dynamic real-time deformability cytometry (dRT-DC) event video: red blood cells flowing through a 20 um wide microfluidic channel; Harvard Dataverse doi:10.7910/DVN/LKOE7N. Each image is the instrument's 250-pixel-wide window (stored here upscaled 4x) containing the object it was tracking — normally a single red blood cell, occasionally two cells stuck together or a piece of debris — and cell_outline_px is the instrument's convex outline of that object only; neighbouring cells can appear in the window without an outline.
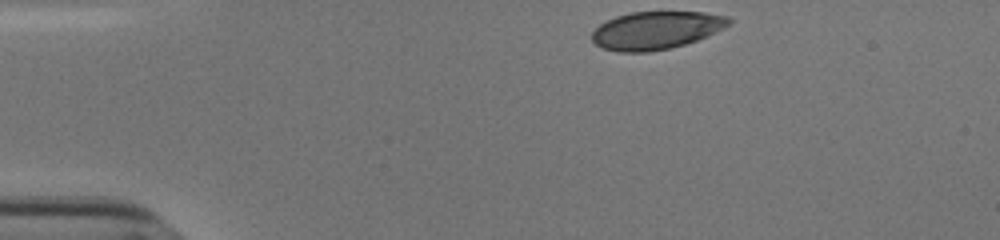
{"species": "human", "species_latin": "Homo sapiens", "temperature_condition": "cold", "stored_images_in_passage": 35, "camera_frame_rate_fps": 3000, "um_per_image_px": 0.085, "donor": {"sex": "male"}, "frame": {"image": 1, "passage_image": 1, "time_ms": 0.0, "image_size_px": [1000, 240], "cell_outline_px": [[732, 24], [724, 28], [696, 40], [684, 44], [668, 48], [648, 52], [620, 52], [600, 48], [592, 40], [592, 32], [600, 24], [616, 16], [632, 12], [704, 12], [728, 16], [732, 20]], "centroid_in_image_um": [55.77, 2.57], "position_along_channel_um": 29.2, "area_um2": 30.11}}
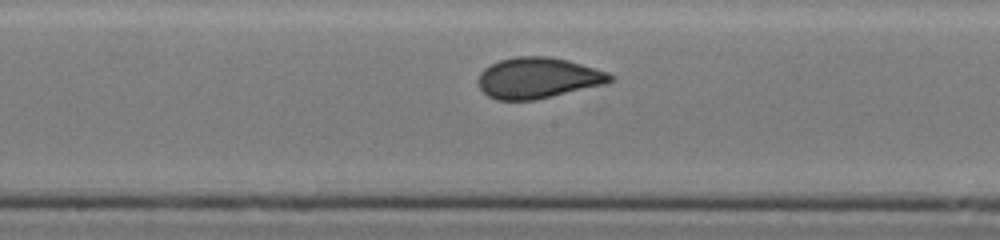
{"frame": {"image": 2, "passage_image": 20, "time_ms": 6.333, "image_size_px": [1000, 240], "cell_outline_px": [[616, 80], [608, 84], [536, 100], [496, 100], [488, 96], [480, 88], [480, 72], [484, 68], [500, 60], [516, 56], [548, 56], [568, 60], [596, 68], [608, 72], [616, 76]], "centroid_in_image_um": [45.81, 6.63], "position_along_channel_um": 202.4, "area_um2": 31.73}}
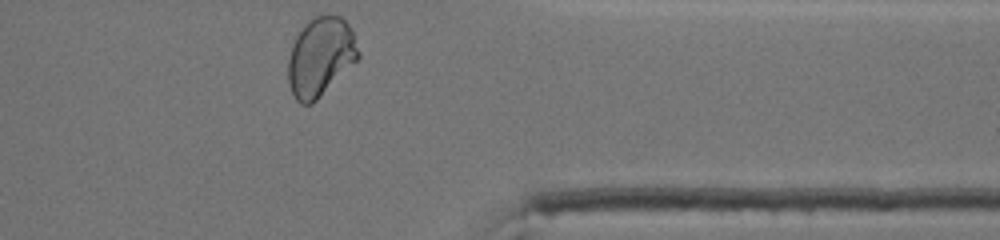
{"frame": {"image": 3, "passage_image": 35, "time_ms": 11.333, "image_size_px": [1000, 240], "cell_outline_px": [[360, 56], [312, 104], [300, 104], [296, 100], [288, 84], [288, 60], [292, 44], [296, 36], [304, 24], [308, 20], [316, 16], [328, 12], [340, 16], [352, 28], [360, 52]], "centroid_in_image_um": [27.23, 4.78], "position_along_channel_um": 384.2, "area_um2": 32.31}}